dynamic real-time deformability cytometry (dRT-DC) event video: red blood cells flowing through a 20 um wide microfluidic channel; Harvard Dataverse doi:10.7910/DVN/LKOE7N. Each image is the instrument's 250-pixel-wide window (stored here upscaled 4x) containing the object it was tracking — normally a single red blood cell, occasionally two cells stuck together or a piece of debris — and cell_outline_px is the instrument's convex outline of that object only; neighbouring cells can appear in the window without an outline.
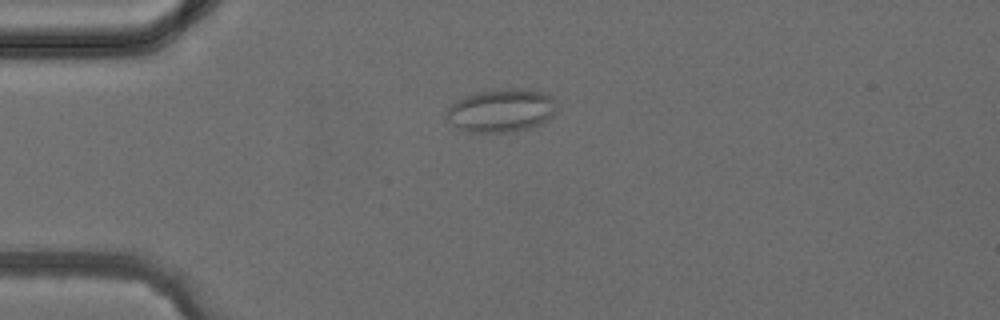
{"species": "common noctule bat (a hibernating species)", "species_latin": "Nyctalus noctula", "temperature_condition": "cold", "stored_images_in_passage": 4, "camera_frame_rate_fps": 3000, "um_per_image_px": 0.085, "animal": {"sex": "female", "body_mass_g": 24.6, "forearm_length_mm": 56.2}, "frame": {"image": 1, "passage_image": 4, "time_ms": 3.333, "image_size_px": [1000, 320], "cell_outline_px": [[556, 108], [552, 116], [548, 120], [540, 124], [516, 132], [468, 132], [452, 124], [444, 116], [444, 112], [456, 100], [464, 96], [480, 92], [516, 88], [520, 88], [544, 92], [552, 96]], "centroid_in_image_um": [42.6, 9.4], "position_along_channel_um": 42.4, "area_um2": 27.74}}